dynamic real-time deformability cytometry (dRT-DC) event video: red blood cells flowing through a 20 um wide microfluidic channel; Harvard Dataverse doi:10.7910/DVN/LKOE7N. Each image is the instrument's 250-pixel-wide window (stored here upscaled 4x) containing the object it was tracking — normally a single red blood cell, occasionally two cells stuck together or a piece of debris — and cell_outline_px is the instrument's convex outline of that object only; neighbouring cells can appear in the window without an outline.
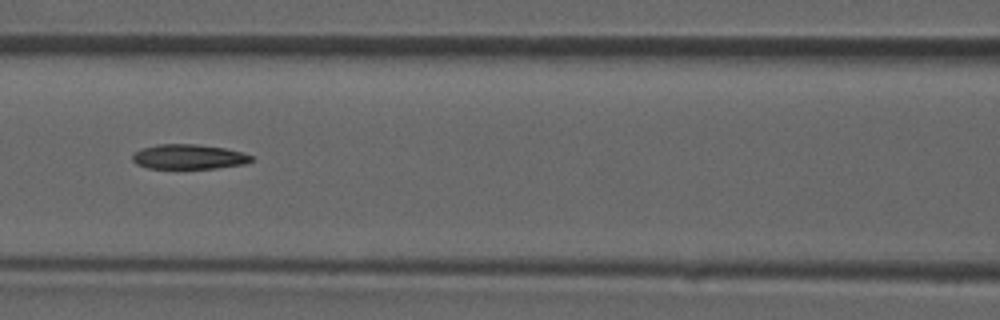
{"species": "common noctule bat (a hibernating species)", "species_latin": "Nyctalus noctula", "temperature_condition": "room temperature", "stored_images_in_passage": 45, "camera_frame_rate_fps": 3000, "um_per_image_px": 0.085, "animal": {"sex": "male", "forearm_length_mm": 52.5}, "frame": {"image": 1, "passage_image": 20, "time_ms": 6.333, "image_size_px": [1000, 320], "cell_outline_px": [[252, 160], [244, 164], [216, 168], [148, 168], [136, 164], [132, 160], [132, 152], [140, 148], [156, 144], [200, 144], [224, 148], [244, 152], [252, 156]], "centroid_in_image_um": [16.0, 13.31], "position_along_channel_um": 150.6, "area_um2": 17.34}}